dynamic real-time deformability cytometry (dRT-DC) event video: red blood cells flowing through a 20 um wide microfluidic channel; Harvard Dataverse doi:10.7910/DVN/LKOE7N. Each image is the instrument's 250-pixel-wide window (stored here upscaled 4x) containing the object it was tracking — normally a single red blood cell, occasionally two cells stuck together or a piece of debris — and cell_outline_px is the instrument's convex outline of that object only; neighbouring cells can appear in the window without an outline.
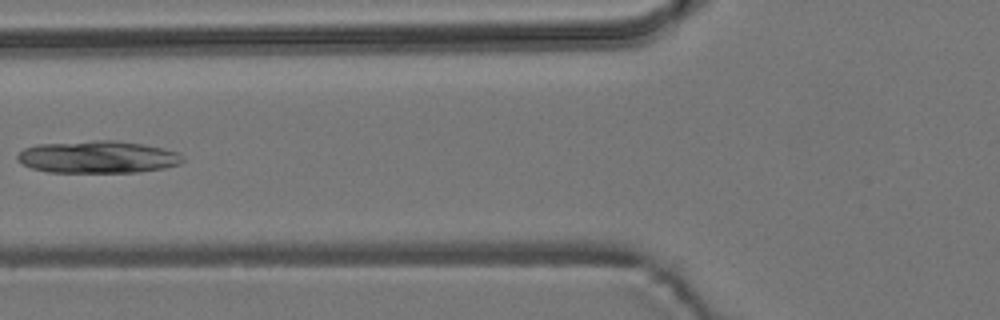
{"species": "common noctule bat (a hibernating species)", "species_latin": "Nyctalus noctula", "temperature_condition": "room temperature", "stored_images_in_passage": 6, "camera_frame_rate_fps": 3000, "um_per_image_px": 0.085, "animal": {"sex": "male", "body_mass_g": 19.2, "forearm_length_mm": 51.8}, "frame": {"image": 1, "passage_image": 6, "time_ms": 6.0, "image_size_px": [1000, 320], "cell_outline_px": [[184, 160], [180, 164], [164, 168], [136, 172], [48, 172], [32, 168], [16, 160], [16, 156], [24, 148], [36, 144], [96, 140], [116, 140], [164, 148], [180, 152], [184, 156]], "centroid_in_image_um": [8.33, 13.34], "position_along_channel_um": 117.5, "area_um2": 31.27}}